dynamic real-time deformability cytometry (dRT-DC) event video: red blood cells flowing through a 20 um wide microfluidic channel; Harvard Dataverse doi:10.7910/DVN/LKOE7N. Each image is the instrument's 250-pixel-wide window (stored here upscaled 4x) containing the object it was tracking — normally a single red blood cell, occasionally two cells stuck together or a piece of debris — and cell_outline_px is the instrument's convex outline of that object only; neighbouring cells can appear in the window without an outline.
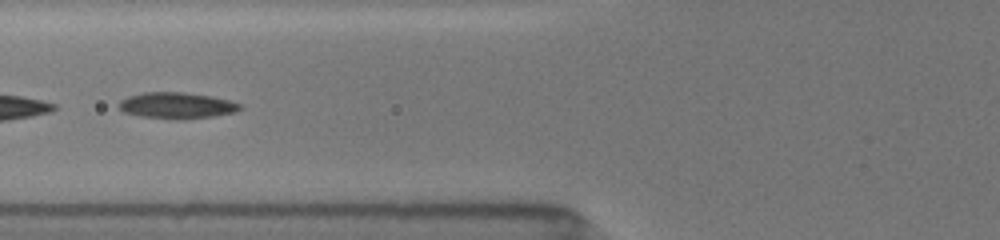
{"species": "common noctule bat (a hibernating species)", "species_latin": "Nyctalus noctula", "temperature_condition": "room temperature", "stored_images_in_passage": 12, "camera_frame_rate_fps": 3000, "um_per_image_px": 0.085, "animal": {"sex": "female", "body_mass_g": 19.5, "forearm_length_mm": 54.1}, "frame": {"image": 1, "passage_image": 7, "time_ms": 2.0, "image_size_px": [1000, 240], "cell_outline_px": [[244, 108], [236, 112], [212, 116], [172, 120], [140, 116], [124, 112], [116, 104], [120, 100], [128, 96], [144, 92], [184, 92], [212, 96], [228, 100], [240, 104]], "centroid_in_image_um": [15.0, 8.96], "position_along_channel_um": 110.8, "area_um2": 18.61}}
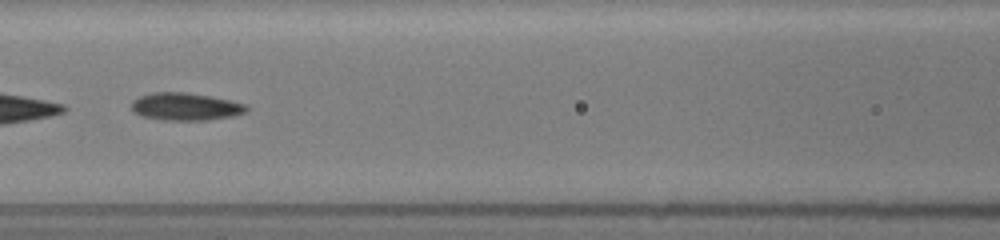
{"frame": {"image": 2, "passage_image": 10, "time_ms": 3.0, "image_size_px": [1000, 240], "cell_outline_px": [[248, 112], [232, 116], [208, 120], [160, 120], [140, 116], [132, 112], [132, 100], [140, 96], [152, 92], [184, 92], [212, 96], [232, 100], [248, 104]], "centroid_in_image_um": [15.78, 9.06], "position_along_channel_um": 150.8, "area_um2": 18.84}}